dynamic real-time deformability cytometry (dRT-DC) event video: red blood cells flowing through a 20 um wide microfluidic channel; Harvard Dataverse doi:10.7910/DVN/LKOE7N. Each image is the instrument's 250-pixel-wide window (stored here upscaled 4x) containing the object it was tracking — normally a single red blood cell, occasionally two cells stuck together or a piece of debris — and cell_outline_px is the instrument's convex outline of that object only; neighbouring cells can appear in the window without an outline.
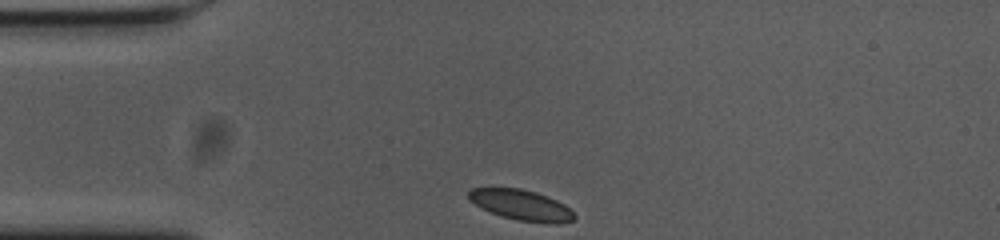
{"species": "common noctule bat (a hibernating species)", "species_latin": "Nyctalus noctula", "temperature_condition": "cold", "stored_images_in_passage": 33, "camera_frame_rate_fps": 3000, "um_per_image_px": 0.085, "animal": {"sex": "female", "body_mass_g": 23.0, "forearm_length_mm": 53.4}, "frame": {"image": 1, "passage_image": 1, "time_ms": 0.0, "image_size_px": [1000, 240], "cell_outline_px": [[576, 216], [572, 220], [560, 224], [548, 224], [516, 220], [500, 216], [468, 200], [468, 192], [472, 188], [520, 188], [536, 192], [548, 196], [564, 204]], "centroid_in_image_um": [44.33, 17.44], "position_along_channel_um": 40.7, "area_um2": 18.79}}
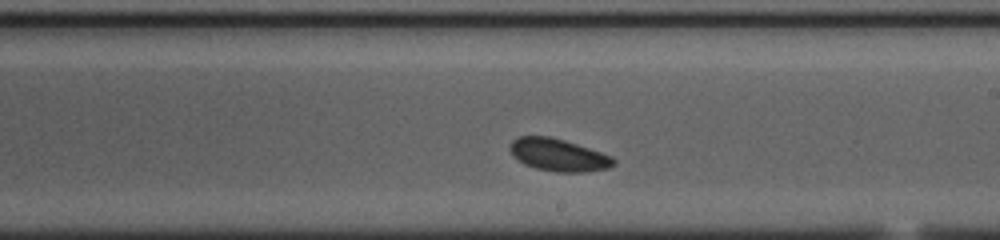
{"frame": {"image": 2, "passage_image": 20, "time_ms": 6.333, "image_size_px": [1000, 240], "cell_outline_px": [[616, 164], [608, 168], [584, 172], [556, 172], [536, 168], [524, 164], [512, 156], [508, 148], [508, 144], [512, 140], [520, 136], [548, 136], [564, 140], [612, 156], [616, 160]], "centroid_in_image_um": [47.43, 13.17], "position_along_channel_um": 241.6, "area_um2": 19.65}}
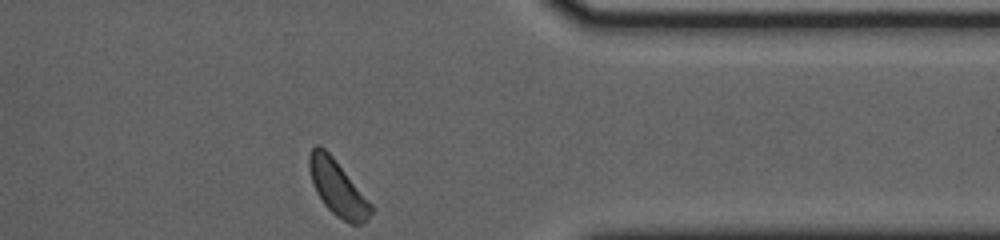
{"frame": {"image": 3, "passage_image": 33, "time_ms": 10.667, "image_size_px": [1000, 240], "cell_outline_px": [[376, 208], [360, 224], [348, 224], [336, 216], [324, 204], [316, 192], [308, 168], [308, 156], [312, 148], [316, 144], [320, 144], [332, 156]], "centroid_in_image_um": [28.69, 15.97], "position_along_channel_um": 382.7, "area_um2": 19.88}, "authors_computed_cell_mechanics": {"area_um2": 19.3052, "velocity_mm_per_s": 3.5751, "shape_relaxation_time_tau1_ms": 6.1257, "shape_relaxation_time_tau2_ms": null, "deformation_change_tau1": 0.1341, "deformation_change_tau2": null}}